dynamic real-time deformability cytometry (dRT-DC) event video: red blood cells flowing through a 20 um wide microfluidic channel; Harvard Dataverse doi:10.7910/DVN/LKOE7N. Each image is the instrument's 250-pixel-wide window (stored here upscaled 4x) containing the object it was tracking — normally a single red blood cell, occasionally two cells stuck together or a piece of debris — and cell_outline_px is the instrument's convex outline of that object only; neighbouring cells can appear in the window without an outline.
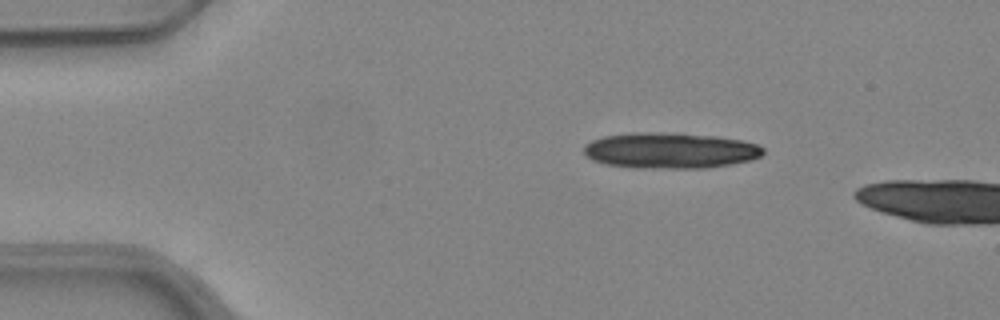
{"species": "common noctule bat (a hibernating species)", "species_latin": "Nyctalus noctula", "temperature_condition": "warm", "stored_images_in_passage": 13, "camera_frame_rate_fps": 3000, "um_per_image_px": 0.085, "animal": {"sex": "female", "body_mass_g": 24.6, "forearm_length_mm": 56.2}, "frame": {"image": 1, "passage_image": 8, "time_ms": 2.333, "image_size_px": [1000, 320], "cell_outline_px": [[764, 152], [760, 156], [752, 160], [732, 164], [704, 168], [636, 168], [604, 164], [592, 160], [584, 156], [584, 144], [592, 140], [604, 136], [632, 132], [648, 132], [716, 136], [744, 140], [756, 144], [764, 148]], "centroid_in_image_um": [56.94, 12.8], "position_along_channel_um": 28.1, "area_um2": 37.63}}